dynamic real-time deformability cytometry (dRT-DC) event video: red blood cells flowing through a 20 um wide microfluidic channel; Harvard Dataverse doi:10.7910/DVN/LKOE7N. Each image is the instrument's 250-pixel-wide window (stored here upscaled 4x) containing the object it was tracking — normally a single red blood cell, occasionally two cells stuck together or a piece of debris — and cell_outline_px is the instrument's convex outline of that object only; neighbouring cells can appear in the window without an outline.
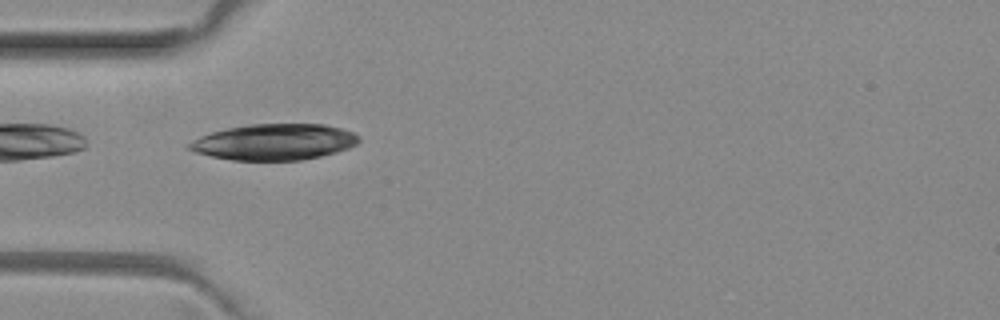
{"species": "common noctule bat (a hibernating species)", "species_latin": "Nyctalus noctula", "temperature_condition": "room temperature", "stored_images_in_passage": 4, "camera_frame_rate_fps": 3000, "um_per_image_px": 0.085, "animal": {"sex": "female", "body_mass_g": 29.2, "forearm_length_mm": 56.3}, "frame": {"image": 1, "passage_image": 2, "time_ms": 0.333, "image_size_px": [1000, 320], "cell_outline_px": [[360, 140], [356, 144], [348, 148], [336, 152], [320, 156], [300, 160], [232, 160], [212, 156], [196, 152], [188, 148], [188, 144], [200, 136], [212, 132], [228, 128], [252, 124], [324, 124], [340, 128], [352, 132], [360, 136]], "centroid_in_image_um": [23.34, 12.06], "position_along_channel_um": 61.7, "area_um2": 35.37}}